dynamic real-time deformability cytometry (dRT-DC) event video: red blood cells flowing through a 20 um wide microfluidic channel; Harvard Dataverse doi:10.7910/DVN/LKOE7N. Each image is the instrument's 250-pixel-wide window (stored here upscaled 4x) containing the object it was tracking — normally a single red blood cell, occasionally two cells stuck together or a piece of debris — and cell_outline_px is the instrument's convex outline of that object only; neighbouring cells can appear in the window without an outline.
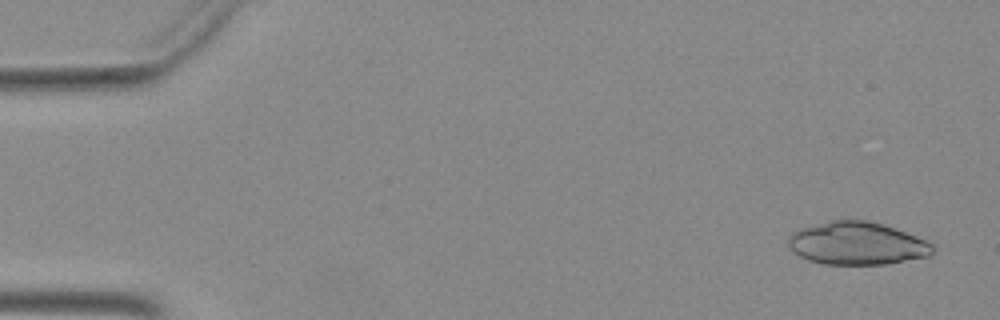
{"species": "Egyptian fruit bat (a non-hibernating species)", "species_latin": "Rousettus aegyptiacus", "temperature_condition": "warm", "stored_images_in_passage": 50, "camera_frame_rate_fps": 3000, "um_per_image_px": 0.085, "animal": {"sex": "female"}, "frame": {"image": 1, "passage_image": 2, "time_ms": 0.333, "image_size_px": [1000, 320], "cell_outline_px": [[936, 248], [928, 256], [888, 264], [824, 264], [808, 260], [792, 252], [788, 244], [788, 236], [792, 232], [800, 228], [828, 220], [868, 220], [916, 236], [932, 244]], "centroid_in_image_um": [72.8, 20.69], "position_along_channel_um": 12.2, "area_um2": 35.95}}